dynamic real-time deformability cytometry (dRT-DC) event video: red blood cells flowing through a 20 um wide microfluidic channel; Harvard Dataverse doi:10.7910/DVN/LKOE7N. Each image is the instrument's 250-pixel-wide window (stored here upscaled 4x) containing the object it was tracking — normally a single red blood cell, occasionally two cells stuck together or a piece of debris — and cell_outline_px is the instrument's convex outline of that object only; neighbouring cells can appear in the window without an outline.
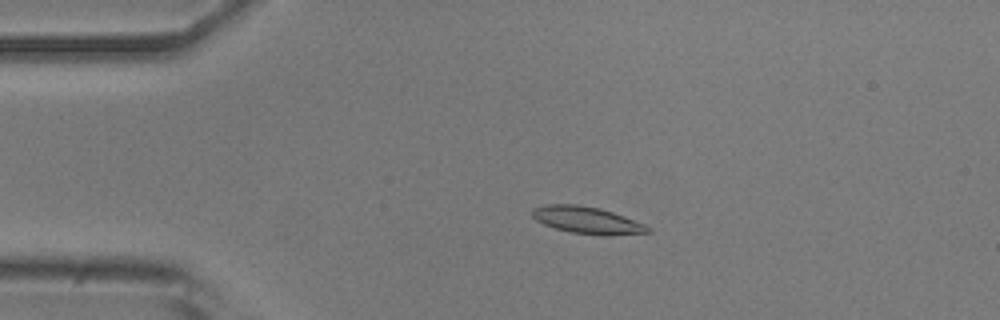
{"species": "common noctule bat (a hibernating species)", "species_latin": "Nyctalus noctula", "temperature_condition": "room temperature", "stored_images_in_passage": 53, "camera_frame_rate_fps": 3000, "um_per_image_px": 0.085, "animal": {"sex": "male", "body_mass_g": 20.5, "forearm_length_mm": 52.5}, "frame": {"image": 1, "passage_image": 11, "time_ms": 3.333, "image_size_px": [1000, 320], "cell_outline_px": [[652, 232], [608, 236], [604, 236], [572, 232], [556, 228], [544, 224], [536, 220], [532, 216], [532, 208], [544, 204], [576, 204], [600, 208], [624, 216], [644, 224], [652, 228]], "centroid_in_image_um": [49.92, 18.71], "position_along_channel_um": 35.1, "area_um2": 18.26}}
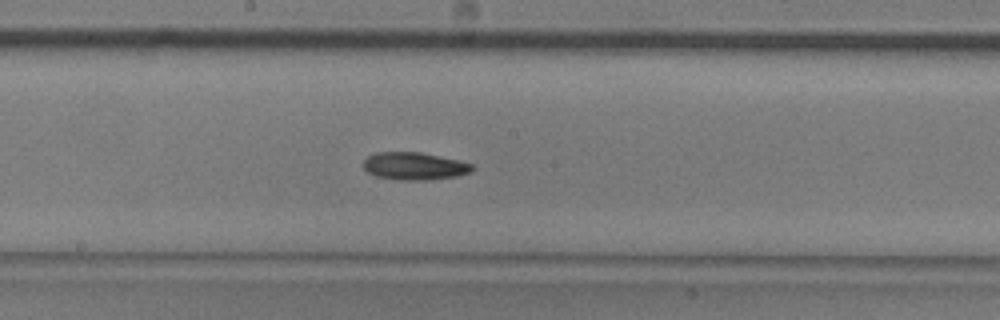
{"frame": {"image": 2, "passage_image": 28, "time_ms": 9.0, "image_size_px": [1000, 320], "cell_outline_px": [[476, 168], [472, 172], [456, 176], [432, 180], [396, 180], [376, 176], [368, 172], [364, 168], [364, 160], [368, 156], [376, 152], [420, 152], [460, 160], [472, 164]], "centroid_in_image_um": [35.26, 14.12], "position_along_channel_um": 212.9, "area_um2": 17.69}}
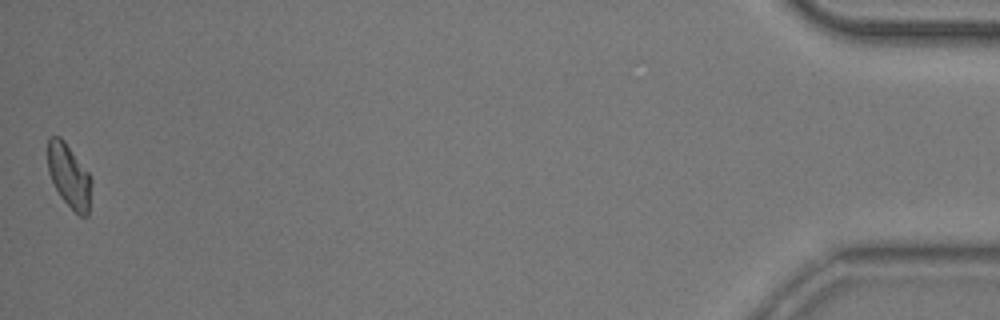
{"frame": {"image": 3, "passage_image": 53, "time_ms": 17.333, "image_size_px": [1000, 320], "cell_outline_px": [[92, 180], [88, 216], [80, 216], [60, 196], [48, 172], [48, 140], [52, 136], [60, 136], [64, 140], [88, 172]], "centroid_in_image_um": [5.88, 14.94], "position_along_channel_um": 429.3, "area_um2": 15.95}, "authors_computed_cell_mechanics": {"area_um2": 17.051, "velocity_mm_per_s": 3.7562, "shape_relaxation_time_tau1_ms": 6.1035, "shape_relaxation_time_tau2_ms": null, "deformation_change_tau1": 0.1412, "deformation_change_tau2": null}}